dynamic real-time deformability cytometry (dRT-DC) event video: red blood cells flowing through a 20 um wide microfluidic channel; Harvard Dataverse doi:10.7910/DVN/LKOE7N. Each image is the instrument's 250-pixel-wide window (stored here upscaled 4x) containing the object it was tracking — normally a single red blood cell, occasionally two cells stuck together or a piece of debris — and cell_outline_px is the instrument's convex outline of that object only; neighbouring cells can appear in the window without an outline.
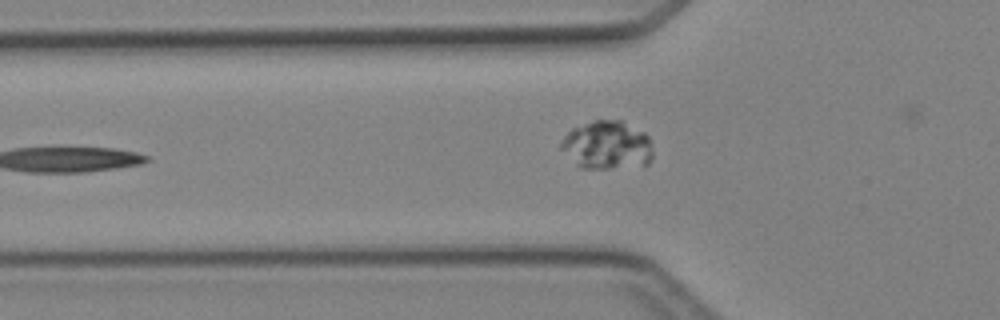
{"species": "Egyptian fruit bat (a non-hibernating species)", "species_latin": "Rousettus aegyptiacus", "temperature_condition": "cold", "stored_images_in_passage": 4, "camera_frame_rate_fps": 3000, "um_per_image_px": 0.085, "animal": {"sex": "female"}, "frame": {"image": 1, "passage_image": 4, "time_ms": 4.333, "image_size_px": [1000, 320], "cell_outline_px": [[652, 160], [648, 164], [608, 168], [580, 168], [560, 148], [560, 144], [564, 136], [572, 128], [596, 120], [620, 120], [644, 132], [648, 136], [652, 144]], "centroid_in_image_um": [51.61, 12.34], "position_along_channel_um": 74.2, "area_um2": 25.72}}